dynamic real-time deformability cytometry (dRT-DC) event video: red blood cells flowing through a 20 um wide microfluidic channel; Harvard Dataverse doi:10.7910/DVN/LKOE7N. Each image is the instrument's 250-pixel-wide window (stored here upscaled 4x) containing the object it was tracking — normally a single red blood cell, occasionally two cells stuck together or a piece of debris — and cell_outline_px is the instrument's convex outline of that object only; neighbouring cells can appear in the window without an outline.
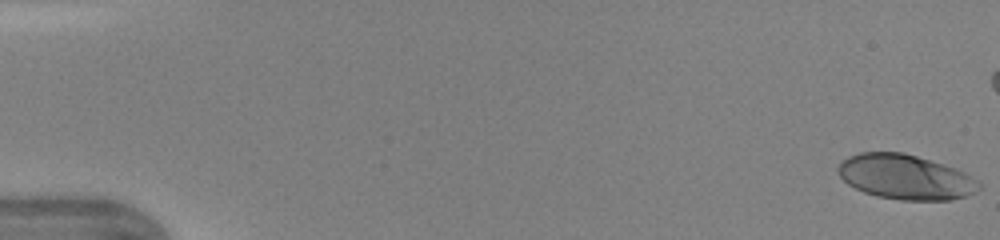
{"species": "human", "species_latin": "Homo sapiens", "temperature_condition": "warm", "stored_images_in_passage": 43, "camera_frame_rate_fps": 3000, "um_per_image_px": 0.085, "donor": {"sex": "female"}, "frame": {"image": 1, "passage_image": 1, "time_ms": 0.0, "image_size_px": [1000, 240], "cell_outline_px": [[980, 188], [964, 196], [952, 200], [900, 200], [876, 196], [864, 192], [848, 184], [840, 176], [836, 168], [840, 160], [848, 156], [860, 152], [904, 152], [956, 168], [980, 180]], "centroid_in_image_um": [76.94, 15.03], "position_along_channel_um": 8.1, "area_um2": 36.93}}
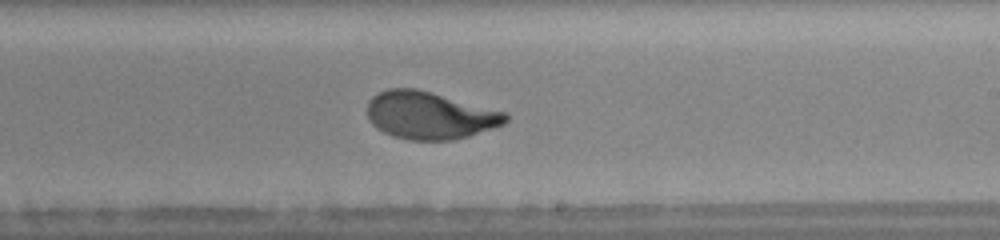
{"frame": {"image": 2, "passage_image": 29, "time_ms": 9.333, "image_size_px": [1000, 240], "cell_outline_px": [[508, 120], [504, 124], [468, 136], [452, 140], [408, 140], [392, 136], [376, 128], [372, 124], [368, 116], [368, 100], [372, 96], [388, 88], [416, 88], [432, 92], [508, 112]], "centroid_in_image_um": [36.53, 9.8], "position_along_channel_um": 252.5, "area_um2": 38.44}}
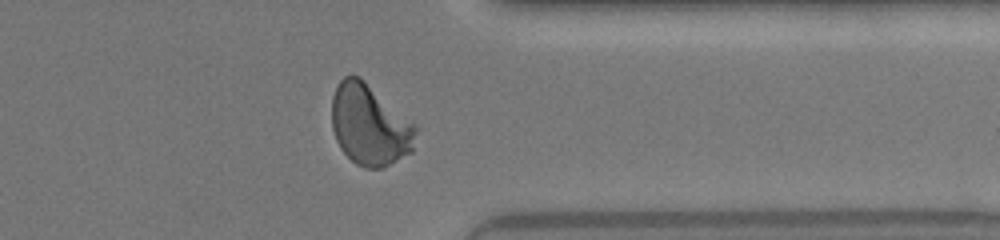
{"frame": {"image": 3, "passage_image": 38, "time_ms": 12.333, "image_size_px": [1000, 240], "cell_outline_px": [[420, 128], [412, 152], [384, 168], [364, 168], [356, 164], [340, 148], [336, 140], [332, 128], [332, 96], [340, 80], [344, 76], [360, 76]], "centroid_in_image_um": [31.46, 10.64], "position_along_channel_um": 379.9, "area_um2": 40.06}, "authors_computed_cell_mechanics": {"area_um2": 38.2058, "velocity_mm_per_s": 4.3544, "shape_relaxation_time_tau1_ms": 3.3139, "shape_relaxation_time_tau2_ms": null, "deformation_change_tau1": 0.1986, "deformation_change_tau2": null}}